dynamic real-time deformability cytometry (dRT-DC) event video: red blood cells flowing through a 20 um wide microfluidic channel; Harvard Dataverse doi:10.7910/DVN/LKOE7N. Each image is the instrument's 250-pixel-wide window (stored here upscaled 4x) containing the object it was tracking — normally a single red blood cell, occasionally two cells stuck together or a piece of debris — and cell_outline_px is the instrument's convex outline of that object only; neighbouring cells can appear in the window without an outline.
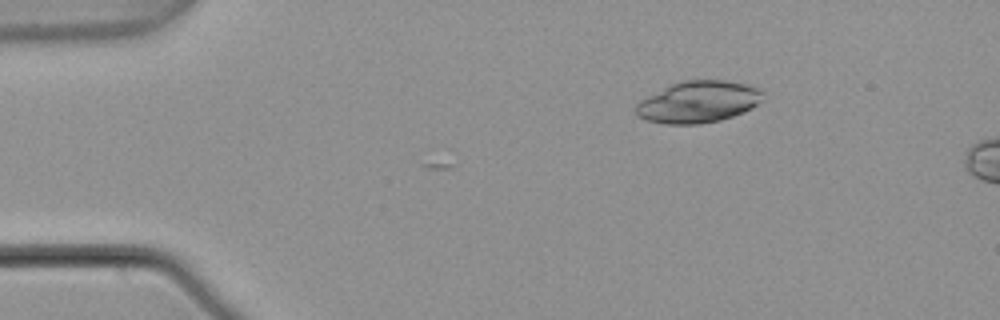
{"species": "common noctule bat (a hibernating species)", "species_latin": "Nyctalus noctula", "temperature_condition": "warm", "stored_images_in_passage": 3, "camera_frame_rate_fps": 3000, "um_per_image_px": 0.085, "animal": {"sex": "male", "body_mass_g": 21.5, "forearm_length_mm": 52.0}, "frame": {"image": 1, "passage_image": 1, "time_ms": 0.0, "image_size_px": [1000, 320], "cell_outline_px": [[764, 92], [760, 100], [752, 108], [744, 112], [720, 120], [700, 124], [664, 124], [648, 120], [636, 116], [636, 104], [640, 100], [672, 84], [684, 80], [724, 80], [748, 84]], "centroid_in_image_um": [59.35, 8.67], "position_along_channel_um": 25.7, "area_um2": 30.63}}